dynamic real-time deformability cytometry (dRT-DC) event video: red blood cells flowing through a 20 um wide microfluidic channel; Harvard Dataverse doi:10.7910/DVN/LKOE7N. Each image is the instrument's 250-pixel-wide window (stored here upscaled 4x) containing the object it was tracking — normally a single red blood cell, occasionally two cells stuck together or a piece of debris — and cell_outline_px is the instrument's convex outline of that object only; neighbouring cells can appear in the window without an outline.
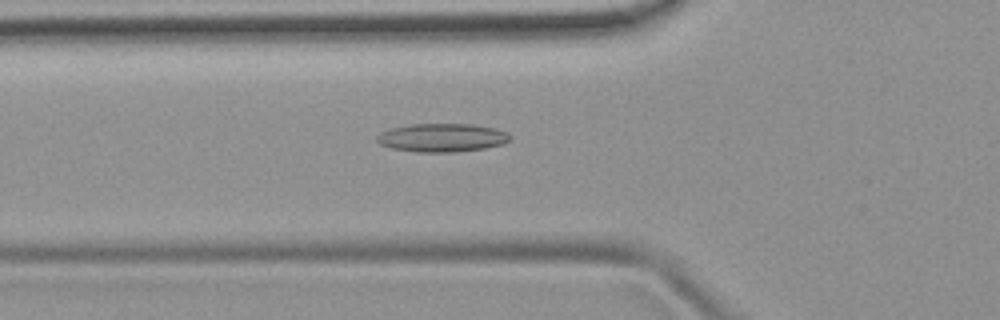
{"species": "common noctule bat (a hibernating species)", "species_latin": "Nyctalus noctula", "temperature_condition": "room temperature", "stored_images_in_passage": 51, "camera_frame_rate_fps": 3000, "um_per_image_px": 0.085, "animal": {"sex": "female", "body_mass_g": 19.9}, "frame": {"image": 1, "passage_image": 18, "time_ms": 5.667, "image_size_px": [1000, 320], "cell_outline_px": [[512, 140], [504, 144], [484, 148], [452, 152], [416, 152], [392, 148], [380, 144], [376, 140], [376, 136], [380, 132], [392, 128], [412, 124], [472, 124], [496, 128], [508, 132], [512, 136]], "centroid_in_image_um": [37.62, 11.7], "position_along_channel_um": 88.2, "area_um2": 22.2}}
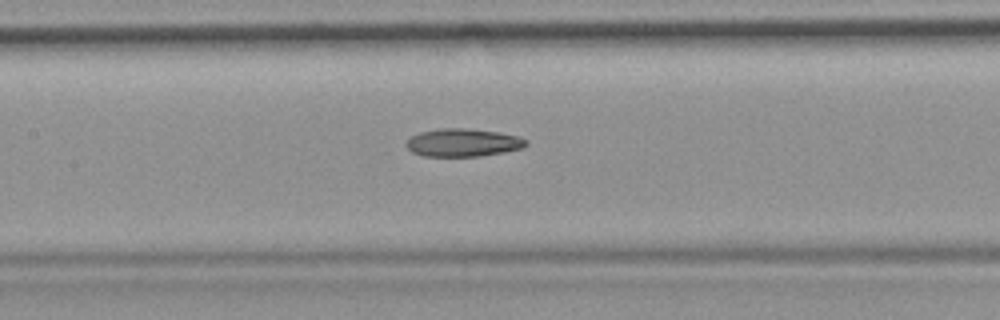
{"frame": {"image": 2, "passage_image": 24, "time_ms": 7.667, "image_size_px": [1000, 320], "cell_outline_px": [[528, 144], [524, 148], [504, 152], [480, 156], [424, 156], [412, 152], [404, 144], [412, 136], [420, 132], [440, 128], [468, 128], [500, 132], [520, 136], [528, 140]], "centroid_in_image_um": [39.4, 12.11], "position_along_channel_um": 168.0, "area_um2": 19.71}}
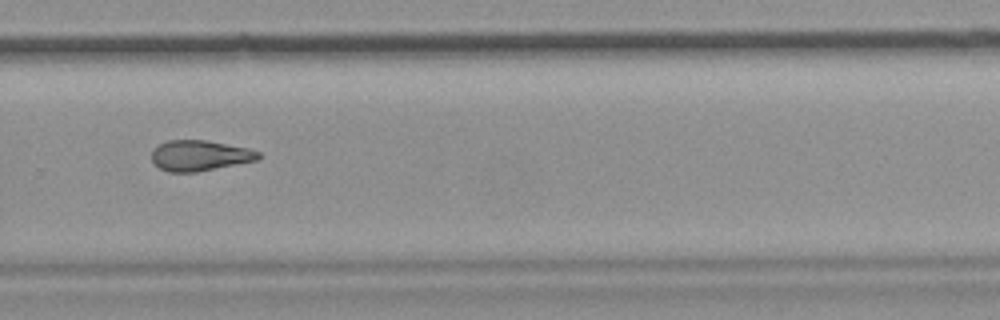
{"frame": {"image": 3, "passage_image": 35, "time_ms": 11.333, "image_size_px": [1000, 320], "cell_outline_px": [[260, 156], [256, 160], [196, 172], [168, 172], [160, 168], [152, 160], [152, 148], [156, 144], [168, 140], [208, 140], [248, 148], [260, 152]], "centroid_in_image_um": [16.93, 13.21], "position_along_channel_um": 312.9, "area_um2": 19.02}, "authors_computed_cell_mechanics": {"area_um2": 19.941, "velocity_mm_per_s": 3.9645, "shape_relaxation_time_tau1_ms": null, "shape_relaxation_time_tau2_ms": 3.677, "deformation_change_tau1": null, "deformation_change_tau2": 0.1343}}